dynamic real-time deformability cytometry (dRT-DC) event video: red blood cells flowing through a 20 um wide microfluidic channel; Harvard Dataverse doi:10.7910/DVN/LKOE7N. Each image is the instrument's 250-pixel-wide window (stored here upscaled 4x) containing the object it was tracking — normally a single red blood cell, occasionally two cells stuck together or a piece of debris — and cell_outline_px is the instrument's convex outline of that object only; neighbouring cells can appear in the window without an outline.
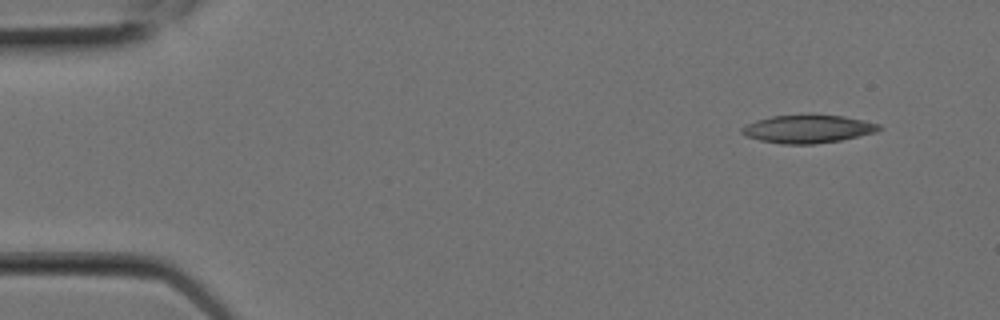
{"species": "Egyptian fruit bat (a non-hibernating species)", "species_latin": "Rousettus aegyptiacus", "temperature_condition": "room temperature", "stored_images_in_passage": 5, "camera_frame_rate_fps": 3000, "um_per_image_px": 0.085, "animal": {"sex": "female"}, "frame": {"image": 1, "passage_image": 1, "time_ms": 0.0, "image_size_px": [1000, 320], "cell_outline_px": [[884, 128], [876, 132], [840, 140], [812, 144], [784, 144], [760, 140], [744, 136], [740, 132], [740, 128], [756, 120], [772, 116], [844, 116], [864, 120], [880, 124]], "centroid_in_image_um": [68.67, 10.97], "position_along_channel_um": 16.3, "area_um2": 22.08}}
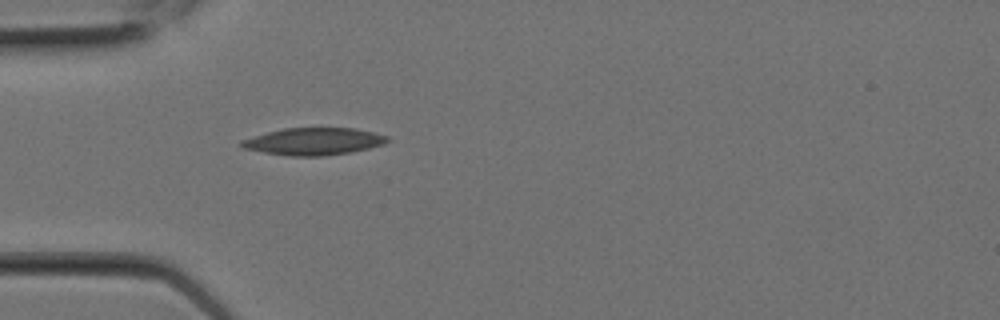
{"frame": {"image": 2, "passage_image": 5, "time_ms": 1.333, "image_size_px": [1000, 320], "cell_outline_px": [[392, 140], [384, 144], [352, 152], [320, 156], [292, 156], [264, 152], [244, 148], [240, 144], [240, 140], [268, 132], [284, 128], [356, 128], [388, 136]], "centroid_in_image_um": [26.7, 12.02], "position_along_channel_um": 58.3, "area_um2": 23.0}}